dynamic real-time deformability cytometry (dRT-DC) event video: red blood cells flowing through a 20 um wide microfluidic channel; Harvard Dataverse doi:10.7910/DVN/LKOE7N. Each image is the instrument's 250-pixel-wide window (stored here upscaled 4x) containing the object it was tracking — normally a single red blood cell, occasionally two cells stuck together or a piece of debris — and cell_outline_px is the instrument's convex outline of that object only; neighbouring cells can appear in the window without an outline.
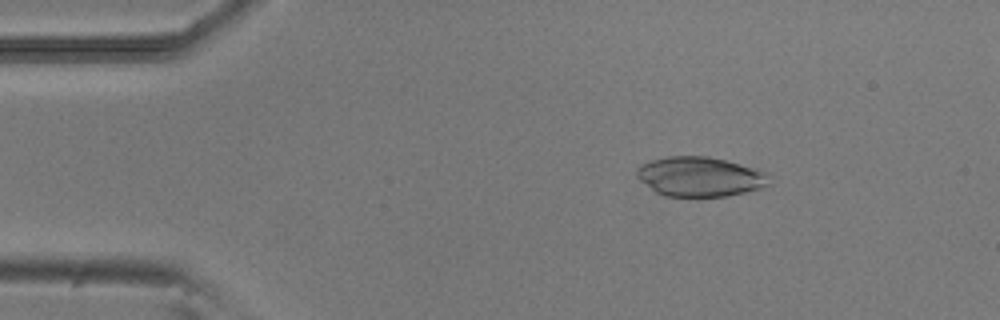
{"species": "common noctule bat (a hibernating species)", "species_latin": "Nyctalus noctula", "temperature_condition": "room temperature", "stored_images_in_passage": 51, "camera_frame_rate_fps": 3000, "um_per_image_px": 0.085, "animal": {"sex": "male", "body_mass_g": 20.5, "forearm_length_mm": 52.5}, "frame": {"image": 1, "passage_image": 7, "time_ms": 2.0, "image_size_px": [1000, 320], "cell_outline_px": [[772, 184], [764, 188], [724, 196], [664, 196], [656, 192], [640, 180], [636, 176], [636, 172], [644, 164], [652, 160], [668, 156], [708, 156], [756, 168], [768, 172]], "centroid_in_image_um": [59.57, 15.02], "position_along_channel_um": 25.4, "area_um2": 30.58}}
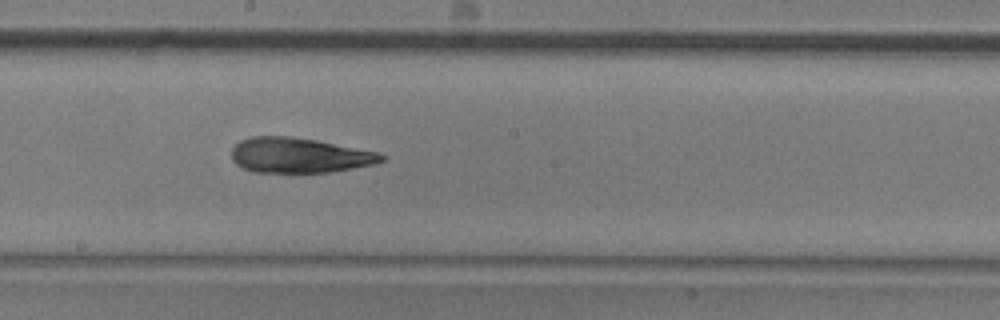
{"frame": {"image": 2, "passage_image": 27, "time_ms": 8.667, "image_size_px": [1000, 320], "cell_outline_px": [[388, 156], [384, 160], [372, 164], [352, 168], [328, 172], [252, 172], [236, 164], [232, 160], [232, 148], [240, 140], [252, 136], [292, 136], [316, 140], [380, 152]], "centroid_in_image_um": [25.44, 13.19], "position_along_channel_um": 222.8, "area_um2": 30.69}}
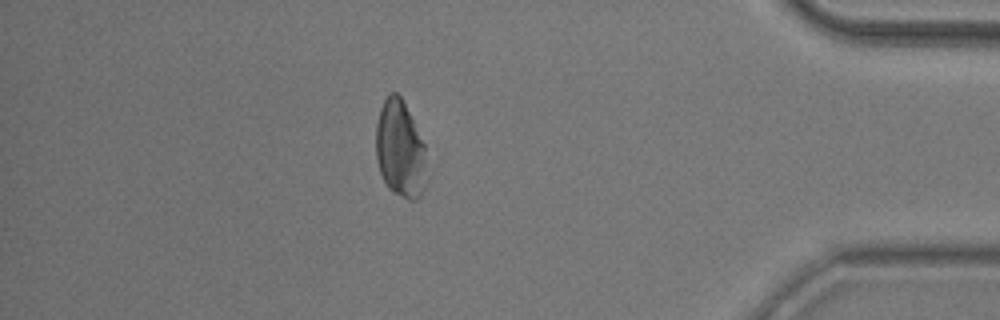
{"frame": {"image": 3, "passage_image": 44, "time_ms": 14.333, "image_size_px": [1000, 320], "cell_outline_px": [[424, 188], [420, 196], [416, 200], [408, 200], [392, 192], [388, 188], [380, 172], [376, 160], [376, 124], [380, 108], [388, 92], [396, 92], [400, 96], [424, 144]], "centroid_in_image_um": [33.96, 12.69], "position_along_channel_um": 401.2, "area_um2": 28.21}}